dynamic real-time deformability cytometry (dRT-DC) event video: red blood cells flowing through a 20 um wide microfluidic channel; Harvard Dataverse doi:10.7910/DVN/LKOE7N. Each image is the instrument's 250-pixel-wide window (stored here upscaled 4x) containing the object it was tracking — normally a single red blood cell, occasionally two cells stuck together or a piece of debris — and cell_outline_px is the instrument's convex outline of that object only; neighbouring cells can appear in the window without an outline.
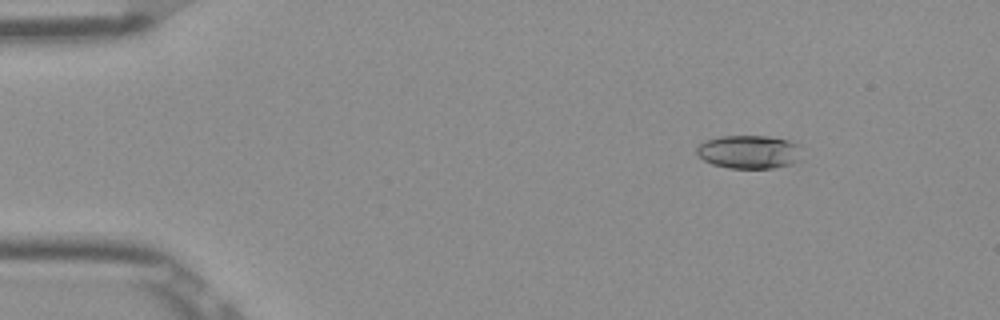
{"species": "Egyptian fruit bat (a non-hibernating species)", "species_latin": "Rousettus aegyptiacus", "temperature_condition": "room temperature", "stored_images_in_passage": 46, "camera_frame_rate_fps": 3000, "um_per_image_px": 0.085, "frame": {"image": 1, "passage_image": 1, "time_ms": 0.0, "image_size_px": [1000, 320], "cell_outline_px": [[796, 160], [792, 164], [772, 168], [728, 168], [712, 164], [696, 156], [696, 148], [704, 140], [720, 136], [768, 136], [788, 140], [796, 144]], "centroid_in_image_um": [63.54, 12.91], "position_along_channel_um": 21.5, "area_um2": 20.17}}
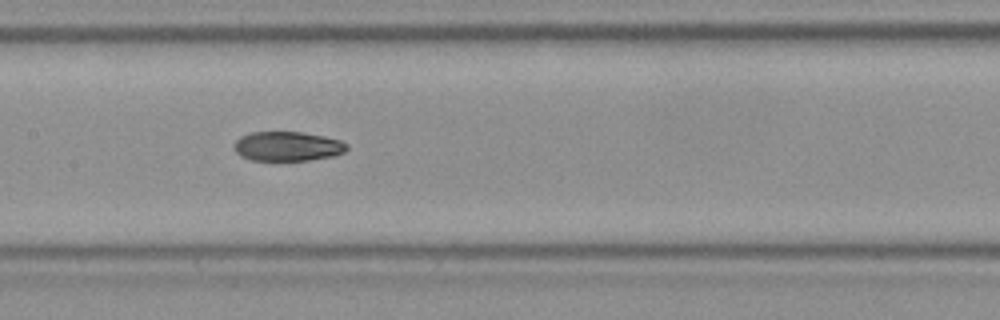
{"frame": {"image": 2, "passage_image": 20, "time_ms": 6.333, "image_size_px": [1000, 320], "cell_outline_px": [[348, 148], [344, 152], [332, 156], [308, 160], [252, 160], [240, 156], [232, 148], [232, 144], [240, 136], [252, 132], [304, 132], [324, 136], [340, 140], [348, 144]], "centroid_in_image_um": [24.41, 12.43], "position_along_channel_um": 183.0, "area_um2": 19.48}}
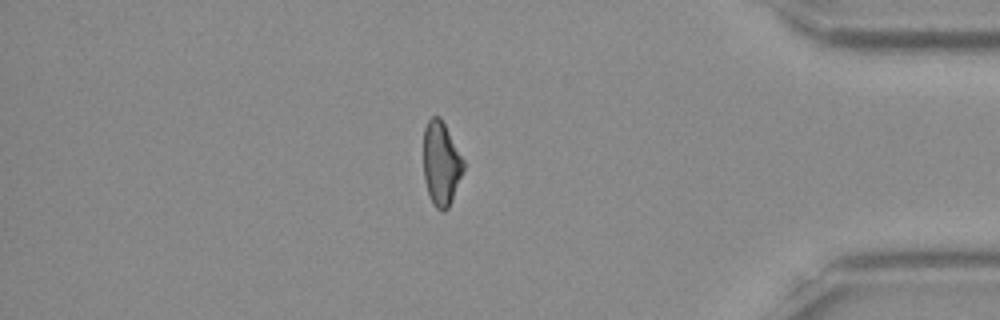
{"frame": {"image": 3, "passage_image": 39, "time_ms": 12.667, "image_size_px": [1000, 320], "cell_outline_px": [[464, 168], [452, 200], [448, 208], [444, 212], [440, 212], [432, 204], [424, 180], [424, 128], [428, 120], [432, 116], [440, 116], [464, 160]], "centroid_in_image_um": [37.49, 13.92], "position_along_channel_um": 397.7, "area_um2": 19.54}, "authors_computed_cell_mechanics": {"area_um2": 20.4323, "velocity_mm_per_s": 3.8986, "shape_relaxation_time_tau1_ms": null, "shape_relaxation_time_tau2_ms": 3.2495, "deformation_change_tau1": null, "deformation_change_tau2": 0.0872}}